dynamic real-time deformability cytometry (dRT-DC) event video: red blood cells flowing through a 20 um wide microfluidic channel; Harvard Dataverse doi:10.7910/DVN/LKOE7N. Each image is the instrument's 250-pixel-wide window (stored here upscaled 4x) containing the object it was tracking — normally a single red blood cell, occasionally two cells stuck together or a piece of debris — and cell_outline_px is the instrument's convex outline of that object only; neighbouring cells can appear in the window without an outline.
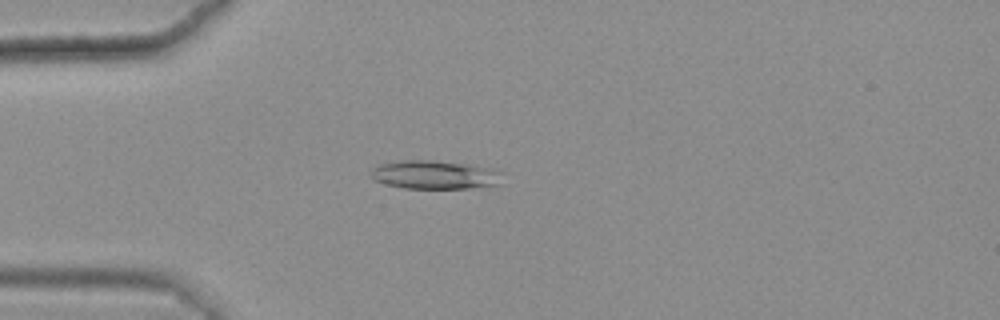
{"species": "common noctule bat (a hibernating species)", "species_latin": "Nyctalus noctula", "temperature_condition": "warm", "stored_images_in_passage": 48, "camera_frame_rate_fps": 3000, "um_per_image_px": 0.085, "animal": {"sex": "female", "body_mass_g": 25.1}, "frame": {"image": 1, "passage_image": 15, "time_ms": 4.667, "image_size_px": [1000, 320], "cell_outline_px": [[504, 172], [500, 184], [468, 188], [404, 188], [384, 184], [376, 180], [372, 176], [372, 168], [380, 164], [400, 160], [432, 160], [468, 164], [496, 168]], "centroid_in_image_um": [37.02, 14.84], "position_along_channel_um": 48.0, "area_um2": 22.08}}
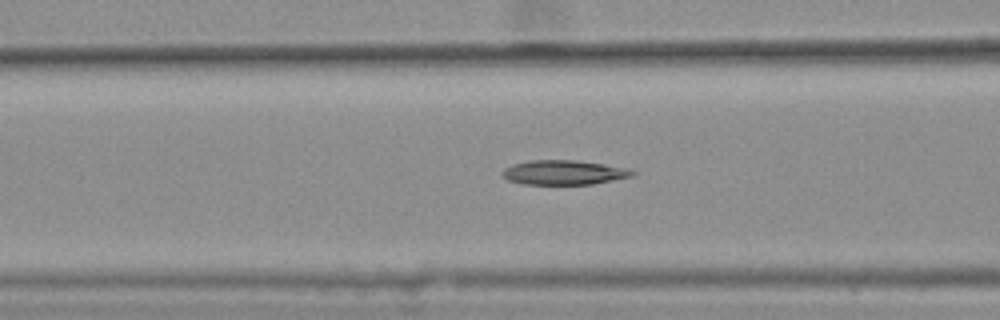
{"frame": {"image": 2, "passage_image": 22, "time_ms": 7.0, "image_size_px": [1000, 320], "cell_outline_px": [[636, 172], [632, 176], [592, 184], [524, 184], [508, 180], [500, 172], [504, 168], [512, 164], [528, 160], [576, 160], [604, 164], [628, 168]], "centroid_in_image_um": [47.9, 14.65], "position_along_channel_um": 118.7, "area_um2": 18.55}}
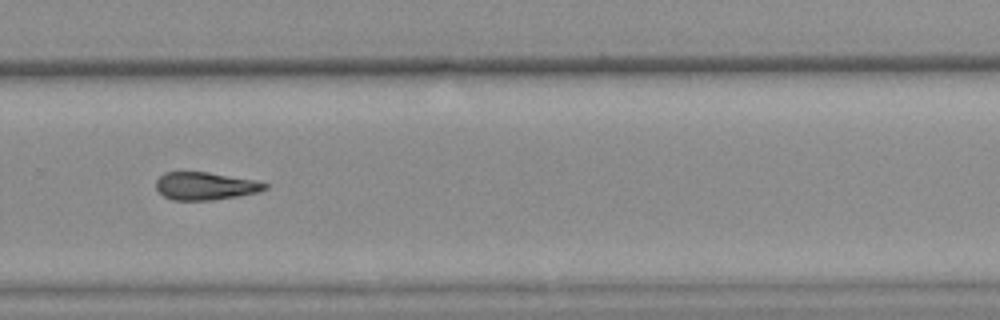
{"frame": {"image": 3, "passage_image": 38, "time_ms": 12.333, "image_size_px": [1000, 320], "cell_outline_px": [[268, 188], [260, 192], [240, 196], [212, 200], [172, 200], [164, 196], [156, 188], [156, 180], [164, 172], [208, 172], [256, 180], [268, 184]], "centroid_in_image_um": [17.48, 15.81], "position_along_channel_um": 312.3, "area_um2": 17.74}}